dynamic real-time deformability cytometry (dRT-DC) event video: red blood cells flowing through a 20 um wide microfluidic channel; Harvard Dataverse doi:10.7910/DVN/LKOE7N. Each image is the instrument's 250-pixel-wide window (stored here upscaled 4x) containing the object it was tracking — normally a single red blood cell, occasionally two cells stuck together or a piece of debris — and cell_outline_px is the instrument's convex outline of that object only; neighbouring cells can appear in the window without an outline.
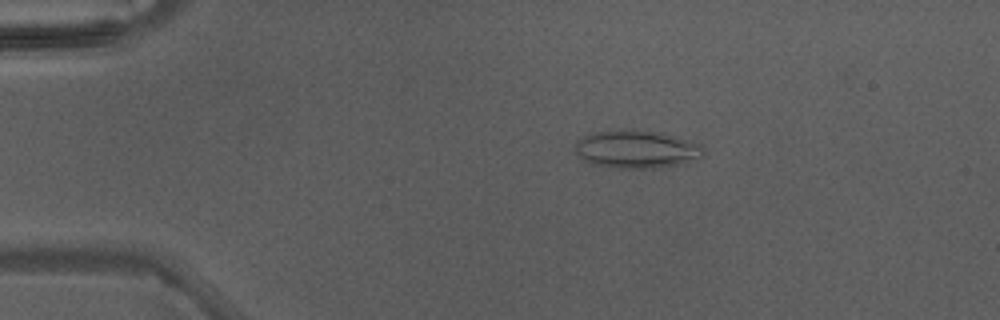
{"species": "Egyptian fruit bat (a non-hibernating species)", "species_latin": "Rousettus aegyptiacus", "temperature_condition": "warm", "stored_images_in_passage": 5, "camera_frame_rate_fps": 3000, "um_per_image_px": 0.085, "animal": {"sex": "male"}, "frame": {"image": 1, "passage_image": 3, "time_ms": 0.667, "image_size_px": [1000, 320], "cell_outline_px": [[704, 156], [688, 164], [656, 168], [616, 168], [592, 164], [584, 160], [576, 152], [576, 140], [584, 136], [596, 132], [620, 128], [628, 128], [656, 132], [688, 140], [700, 144], [704, 148]], "centroid_in_image_um": [54.14, 12.69], "position_along_channel_um": 30.9, "area_um2": 28.78}}